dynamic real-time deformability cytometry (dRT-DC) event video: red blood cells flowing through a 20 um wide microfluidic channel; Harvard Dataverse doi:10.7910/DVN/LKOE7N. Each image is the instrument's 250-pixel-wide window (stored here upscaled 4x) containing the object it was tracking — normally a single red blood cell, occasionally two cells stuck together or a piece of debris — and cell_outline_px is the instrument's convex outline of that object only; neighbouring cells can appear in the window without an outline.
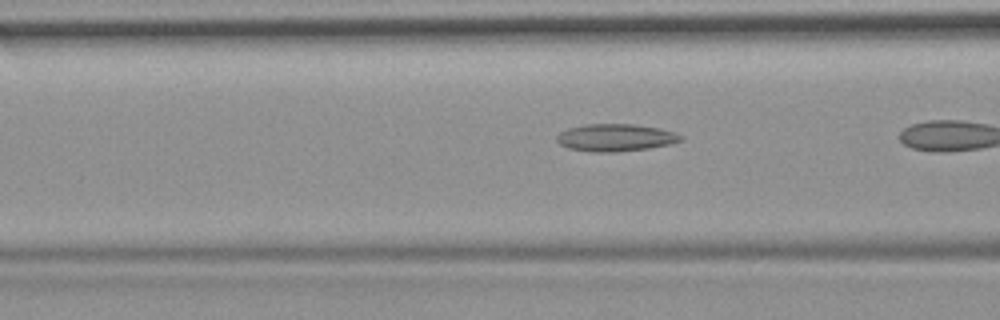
{"species": "common noctule bat (a hibernating species)", "species_latin": "Nyctalus noctula", "temperature_condition": "room temperature", "stored_images_in_passage": 7, "camera_frame_rate_fps": 3000, "um_per_image_px": 0.085, "animal": {"sex": "female", "body_mass_g": 19.9}, "frame": {"image": 1, "passage_image": 5, "time_ms": 1.333, "image_size_px": [1000, 320], "cell_outline_px": [[684, 140], [672, 144], [648, 148], [616, 152], [592, 152], [568, 148], [560, 144], [556, 140], [556, 136], [560, 132], [568, 128], [584, 124], [632, 124], [660, 128], [676, 132]], "centroid_in_image_um": [52.32, 11.69], "position_along_channel_um": 114.3, "area_um2": 19.88}}